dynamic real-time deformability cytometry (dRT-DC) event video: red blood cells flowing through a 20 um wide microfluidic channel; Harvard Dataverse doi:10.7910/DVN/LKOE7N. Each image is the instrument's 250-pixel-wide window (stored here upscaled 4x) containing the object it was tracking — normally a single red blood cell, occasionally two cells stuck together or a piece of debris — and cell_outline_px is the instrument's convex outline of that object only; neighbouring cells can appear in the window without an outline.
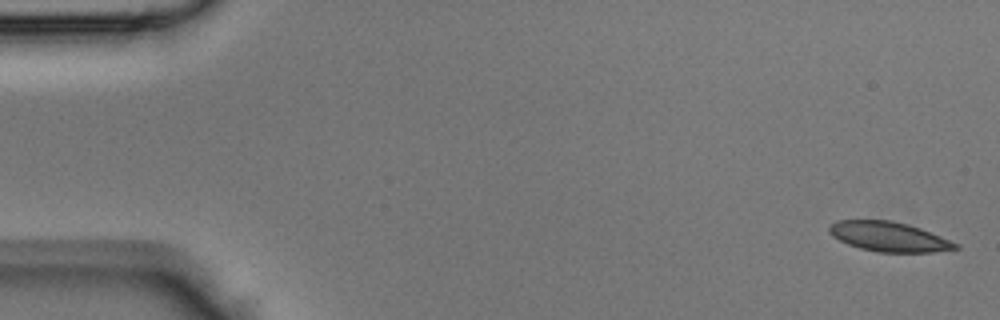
{"species": "Egyptian fruit bat (a non-hibernating species)", "species_latin": "Rousettus aegyptiacus", "temperature_condition": "room temperature", "stored_images_in_passage": 45, "camera_frame_rate_fps": 3000, "um_per_image_px": 0.085, "animal": {"sex": "male"}, "frame": {"image": 1, "passage_image": 1, "time_ms": 0.0, "image_size_px": [1000, 320], "cell_outline_px": [[960, 248], [932, 252], [880, 252], [860, 248], [848, 244], [832, 236], [828, 232], [828, 228], [836, 220], [892, 220], [908, 224], [920, 228], [960, 244]], "centroid_in_image_um": [75.56, 20.11], "position_along_channel_um": 9.4, "area_um2": 21.79}}
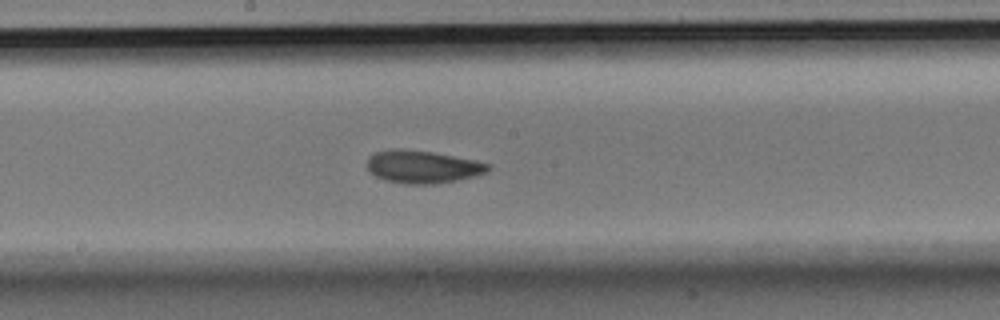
{"frame": {"image": 2, "passage_image": 23, "time_ms": 7.333, "image_size_px": [1000, 320], "cell_outline_px": [[492, 168], [488, 172], [476, 176], [436, 184], [404, 184], [384, 180], [368, 172], [368, 156], [376, 152], [392, 148], [404, 148], [432, 152], [476, 160], [488, 164]], "centroid_in_image_um": [35.91, 14.17], "position_along_channel_um": 212.3, "area_um2": 23.35}}
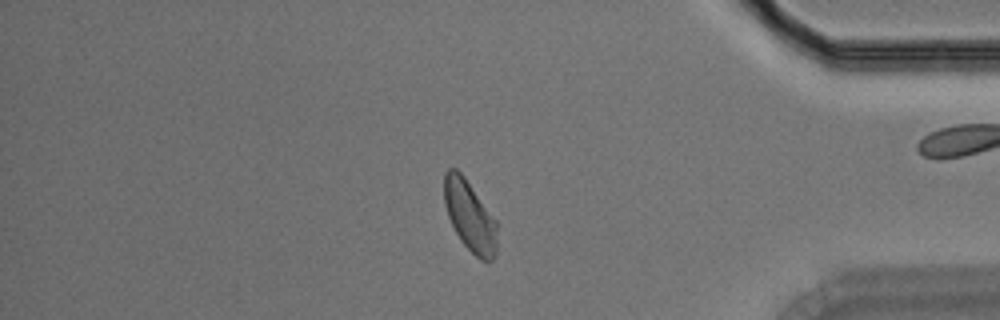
{"frame": {"image": 3, "passage_image": 37, "time_ms": 12.0, "image_size_px": [1000, 320], "cell_outline_px": [[496, 256], [492, 260], [480, 260], [460, 240], [448, 216], [444, 204], [444, 172], [448, 168], [456, 168], [464, 176], [496, 220]], "centroid_in_image_um": [39.92, 18.34], "position_along_channel_um": 395.3, "area_um2": 21.62}}